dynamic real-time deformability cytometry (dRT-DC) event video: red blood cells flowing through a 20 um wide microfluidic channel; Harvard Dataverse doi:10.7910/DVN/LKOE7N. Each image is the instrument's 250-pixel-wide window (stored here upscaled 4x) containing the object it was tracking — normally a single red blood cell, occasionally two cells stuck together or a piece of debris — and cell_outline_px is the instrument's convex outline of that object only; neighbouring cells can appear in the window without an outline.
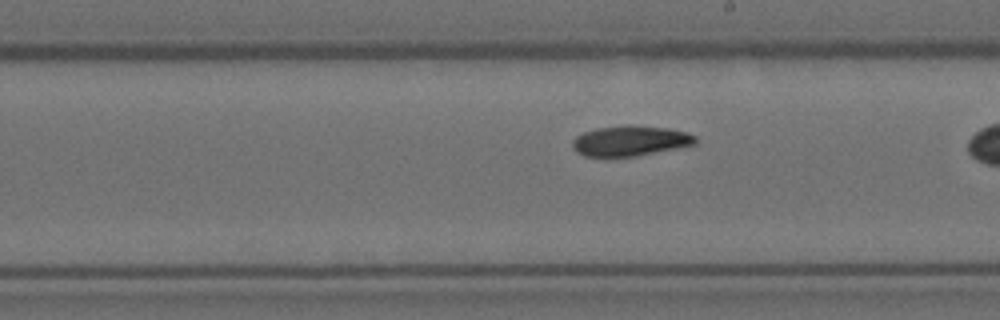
{"species": "Egyptian fruit bat (a non-hibernating species)", "species_latin": "Rousettus aegyptiacus", "temperature_condition": "room temperature", "stored_images_in_passage": 26, "camera_frame_rate_fps": 3000, "um_per_image_px": 0.085, "animal": {"sex": "female"}, "frame": {"image": 1, "passage_image": 15, "time_ms": 4.667, "image_size_px": [1000, 320], "cell_outline_px": [[696, 144], [636, 156], [584, 156], [576, 152], [572, 148], [572, 140], [576, 136], [584, 132], [596, 128], [624, 124], [632, 124], [668, 128], [688, 132], [696, 136]], "centroid_in_image_um": [53.56, 11.95], "position_along_channel_um": 235.4, "area_um2": 21.91}}